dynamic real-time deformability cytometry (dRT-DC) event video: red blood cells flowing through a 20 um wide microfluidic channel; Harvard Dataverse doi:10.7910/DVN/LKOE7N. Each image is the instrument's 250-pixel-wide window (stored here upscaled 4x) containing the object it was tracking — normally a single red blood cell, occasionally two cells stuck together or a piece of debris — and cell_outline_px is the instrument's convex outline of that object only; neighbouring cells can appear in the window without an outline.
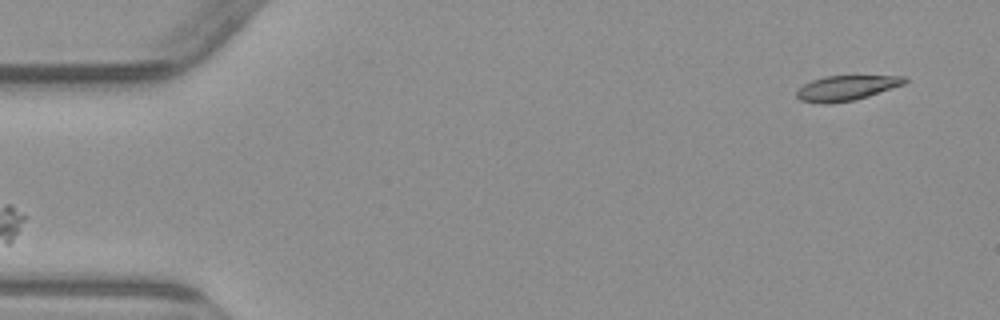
{"species": "common noctule bat (a hibernating species)", "species_latin": "Nyctalus noctula", "temperature_condition": "warm", "stored_images_in_passage": 2, "segment_of_instrument_passage": [2, 2], "camera_frame_rate_fps": 3000, "um_per_image_px": 0.085, "animal": {"sex": "male", "body_mass_g": 23.1, "forearm_length_mm": 52.7}, "frame": {"image": 1, "passage_image": 2, "time_ms": 1.333, "image_size_px": [1000, 320], "cell_outline_px": [[908, 80], [904, 84], [856, 100], [832, 104], [820, 104], [800, 100], [796, 96], [796, 92], [804, 84], [812, 80], [824, 76], [908, 76]], "centroid_in_image_um": [71.93, 7.49], "position_along_channel_um": 13.1, "area_um2": 15.84}}